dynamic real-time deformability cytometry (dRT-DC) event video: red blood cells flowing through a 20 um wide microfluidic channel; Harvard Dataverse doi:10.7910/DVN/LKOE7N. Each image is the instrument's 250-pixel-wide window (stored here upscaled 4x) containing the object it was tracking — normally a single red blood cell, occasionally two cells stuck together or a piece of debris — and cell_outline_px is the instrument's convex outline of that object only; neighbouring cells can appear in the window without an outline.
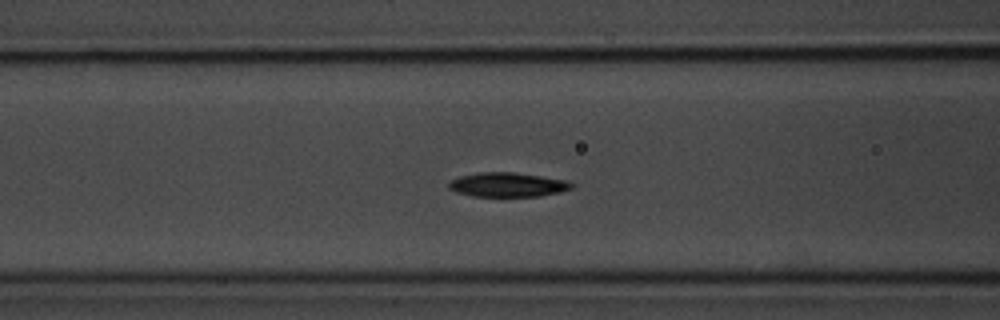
{"species": "common noctule bat (a hibernating species)", "species_latin": "Nyctalus noctula", "temperature_condition": "room temperature", "stored_images_in_passage": 50, "camera_frame_rate_fps": 3000, "um_per_image_px": 0.085, "animal": {"sex": "male", "body_mass_g": 20.1, "forearm_length_mm": 53.5}, "frame": {"image": 1, "passage_image": 15, "time_ms": 4.667, "image_size_px": [1000, 320], "cell_outline_px": [[576, 184], [572, 188], [560, 192], [540, 196], [472, 196], [456, 192], [448, 188], [448, 184], [452, 180], [460, 176], [480, 172], [512, 172], [568, 180]], "centroid_in_image_um": [43.18, 15.7], "position_along_channel_um": 123.4, "area_um2": 17.4}}
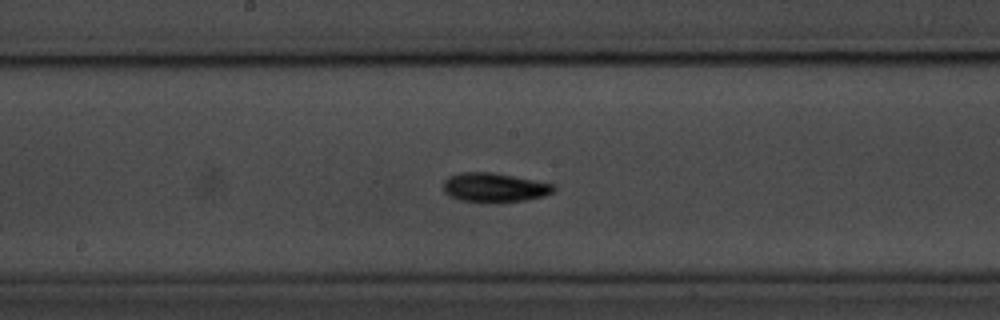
{"frame": {"image": 2, "passage_image": 22, "time_ms": 7.0, "image_size_px": [1000, 320], "cell_outline_px": [[556, 192], [544, 196], [524, 200], [460, 200], [448, 196], [444, 192], [444, 180], [448, 176], [460, 172], [492, 172], [556, 184]], "centroid_in_image_um": [42.05, 15.9], "position_along_channel_um": 206.2, "area_um2": 18.38}, "authors_computed_cell_mechanics": {"area_um2": 17.3978, "velocity_mm_per_s": 3.5416, "shape_relaxation_time_tau1_ms": 2.5852, "shape_relaxation_time_tau2_ms": 4.7375, "deformation_change_tau1": 0.1115, "deformation_change_tau2": 0.0872}}